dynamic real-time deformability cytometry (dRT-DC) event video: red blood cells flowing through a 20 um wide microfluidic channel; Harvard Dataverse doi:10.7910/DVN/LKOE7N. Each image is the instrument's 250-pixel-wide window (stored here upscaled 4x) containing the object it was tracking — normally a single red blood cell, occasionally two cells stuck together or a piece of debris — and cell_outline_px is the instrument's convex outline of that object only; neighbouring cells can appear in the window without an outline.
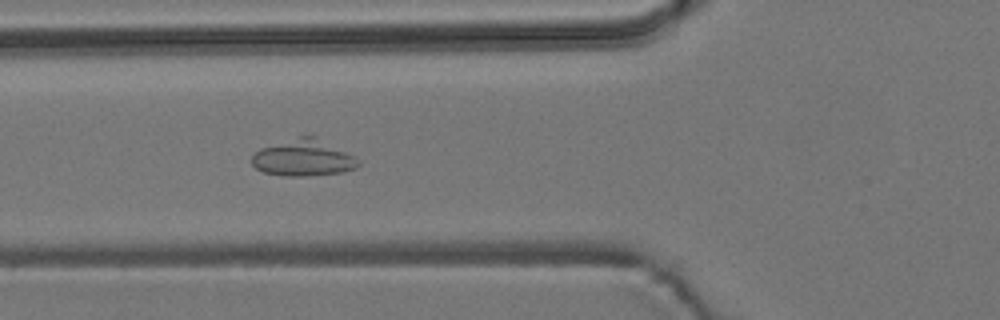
{"species": "common noctule bat (a hibernating species)", "species_latin": "Nyctalus noctula", "temperature_condition": "room temperature", "stored_images_in_passage": 4, "camera_frame_rate_fps": 3000, "um_per_image_px": 0.085, "animal": {"sex": "male", "body_mass_g": 19.2, "forearm_length_mm": 51.8}, "frame": {"image": 1, "passage_image": 4, "time_ms": 3.333, "image_size_px": [1000, 320], "cell_outline_px": [[360, 164], [356, 168], [344, 172], [304, 176], [284, 176], [264, 172], [256, 168], [252, 164], [252, 156], [260, 148], [304, 132], [312, 132], [352, 156]], "centroid_in_image_um": [25.76, 13.36], "position_along_channel_um": 100.0, "area_um2": 23.24}}